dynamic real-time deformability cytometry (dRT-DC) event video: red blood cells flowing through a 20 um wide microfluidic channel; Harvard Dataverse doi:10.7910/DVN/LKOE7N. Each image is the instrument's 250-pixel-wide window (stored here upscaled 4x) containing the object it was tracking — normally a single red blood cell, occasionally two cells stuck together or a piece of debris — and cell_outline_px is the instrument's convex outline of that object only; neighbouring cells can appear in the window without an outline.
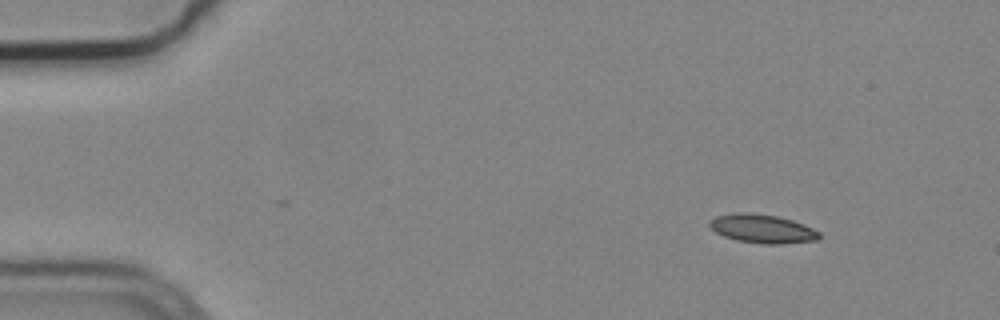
{"species": "common noctule bat (a hibernating species)", "species_latin": "Nyctalus noctula", "temperature_condition": "cold", "stored_images_in_passage": 3, "camera_frame_rate_fps": 3000, "um_per_image_px": 0.085, "animal": {"sex": "male", "body_mass_g": 19.2, "forearm_length_mm": 51.8}, "frame": {"image": 1, "passage_image": 1, "time_ms": 0.0, "image_size_px": [1000, 320], "cell_outline_px": [[820, 236], [816, 240], [780, 244], [764, 244], [736, 240], [724, 236], [716, 232], [708, 224], [708, 220], [716, 216], [732, 212], [748, 212], [776, 216], [792, 220], [804, 224], [820, 232]], "centroid_in_image_um": [64.76, 19.43], "position_along_channel_um": 20.2, "area_um2": 18.38}}